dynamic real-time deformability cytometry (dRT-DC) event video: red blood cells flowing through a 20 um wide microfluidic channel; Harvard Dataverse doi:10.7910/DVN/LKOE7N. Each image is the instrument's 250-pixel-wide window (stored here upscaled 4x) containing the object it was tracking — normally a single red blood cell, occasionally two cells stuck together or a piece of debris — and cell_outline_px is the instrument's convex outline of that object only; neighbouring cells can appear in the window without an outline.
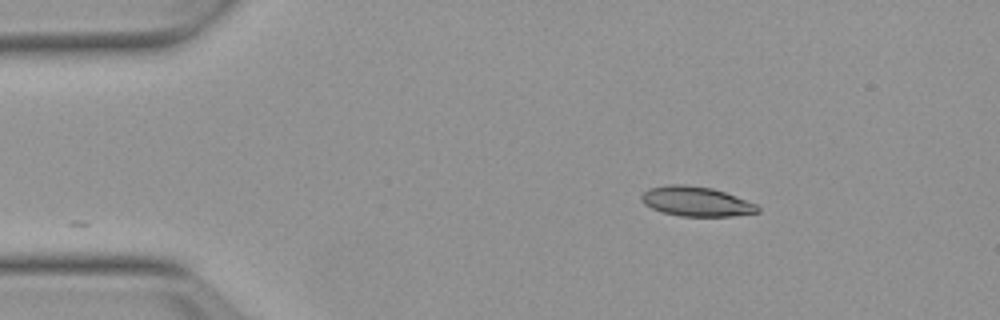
{"species": "Egyptian fruit bat (a non-hibernating species)", "species_latin": "Rousettus aegyptiacus", "temperature_condition": "warm", "stored_images_in_passage": 31, "camera_frame_rate_fps": 3000, "um_per_image_px": 0.085, "animal": {"sex": "female"}, "frame": {"image": 1, "passage_image": 1, "time_ms": 0.0, "image_size_px": [1000, 320], "cell_outline_px": [[760, 212], [732, 216], [680, 216], [664, 212], [652, 208], [644, 204], [640, 200], [640, 196], [648, 188], [668, 184], [684, 184], [712, 188], [724, 192], [756, 204], [760, 208]], "centroid_in_image_um": [59.15, 17.12], "position_along_channel_um": 25.9, "area_um2": 20.06}}
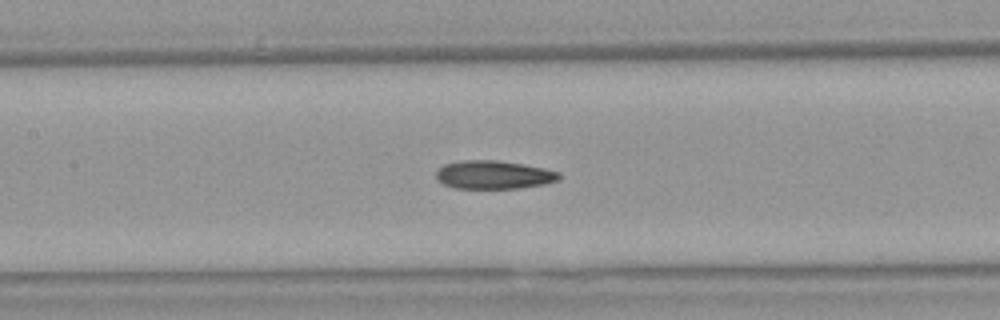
{"frame": {"image": 2, "passage_image": 17, "time_ms": 5.333, "image_size_px": [1000, 320], "cell_outline_px": [[560, 176], [556, 180], [544, 184], [520, 188], [456, 188], [444, 184], [436, 180], [436, 172], [444, 164], [460, 160], [496, 160], [544, 168], [560, 172]], "centroid_in_image_um": [41.93, 14.85], "position_along_channel_um": 165.5, "area_um2": 20.17}}
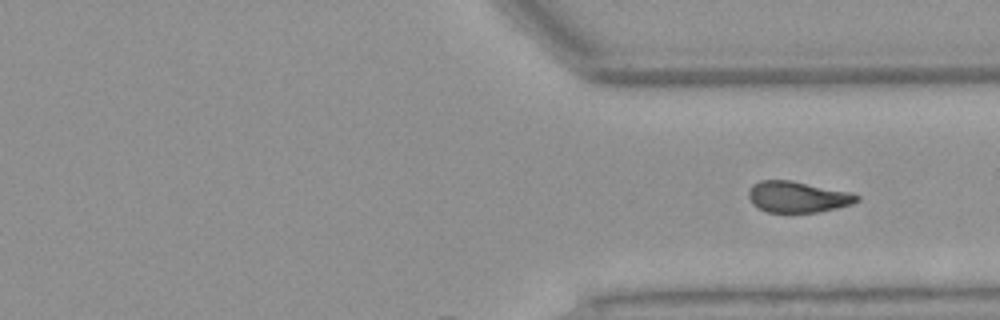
{"frame": {"image": 3, "passage_image": 31, "time_ms": 10.0, "image_size_px": [1000, 320], "cell_outline_px": [[860, 200], [852, 204], [820, 212], [768, 212], [752, 204], [748, 196], [748, 192], [752, 184], [760, 180], [792, 180], [852, 192], [860, 196]], "centroid_in_image_um": [67.82, 16.72], "position_along_channel_um": 343.6, "area_um2": 19.83}}